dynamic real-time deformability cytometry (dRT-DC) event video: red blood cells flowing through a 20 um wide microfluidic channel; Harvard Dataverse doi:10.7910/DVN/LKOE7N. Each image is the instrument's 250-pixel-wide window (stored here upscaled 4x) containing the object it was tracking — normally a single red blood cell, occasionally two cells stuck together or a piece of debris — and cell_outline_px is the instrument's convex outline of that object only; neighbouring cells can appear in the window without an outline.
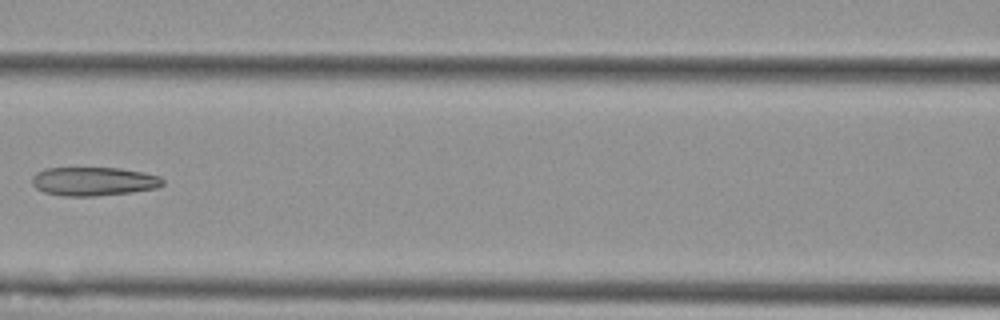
{"species": "Egyptian fruit bat (a non-hibernating species)", "species_latin": "Rousettus aegyptiacus", "temperature_condition": "cold", "stored_images_in_passage": 8, "camera_frame_rate_fps": 3000, "um_per_image_px": 0.085, "animal": {"sex": "female"}, "frame": {"image": 1, "passage_image": 7, "time_ms": 8.333, "image_size_px": [1000, 320], "cell_outline_px": [[164, 184], [156, 188], [132, 192], [96, 196], [64, 196], [44, 192], [36, 188], [32, 184], [32, 176], [36, 172], [44, 168], [120, 168], [144, 172], [160, 176], [164, 180]], "centroid_in_image_um": [7.96, 15.41], "position_along_channel_um": 158.6, "area_um2": 22.02}}
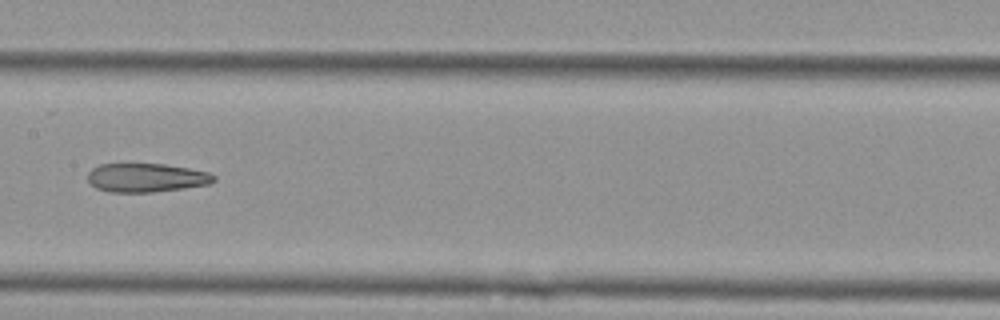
{"frame": {"image": 2, "passage_image": 8, "time_ms": 9.333, "image_size_px": [1000, 320], "cell_outline_px": [[216, 180], [212, 184], [184, 188], [152, 192], [108, 192], [96, 188], [88, 180], [88, 172], [92, 168], [100, 164], [164, 164], [188, 168], [208, 172], [216, 176]], "centroid_in_image_um": [12.45, 15.11], "position_along_channel_um": 194.9, "area_um2": 21.21}}